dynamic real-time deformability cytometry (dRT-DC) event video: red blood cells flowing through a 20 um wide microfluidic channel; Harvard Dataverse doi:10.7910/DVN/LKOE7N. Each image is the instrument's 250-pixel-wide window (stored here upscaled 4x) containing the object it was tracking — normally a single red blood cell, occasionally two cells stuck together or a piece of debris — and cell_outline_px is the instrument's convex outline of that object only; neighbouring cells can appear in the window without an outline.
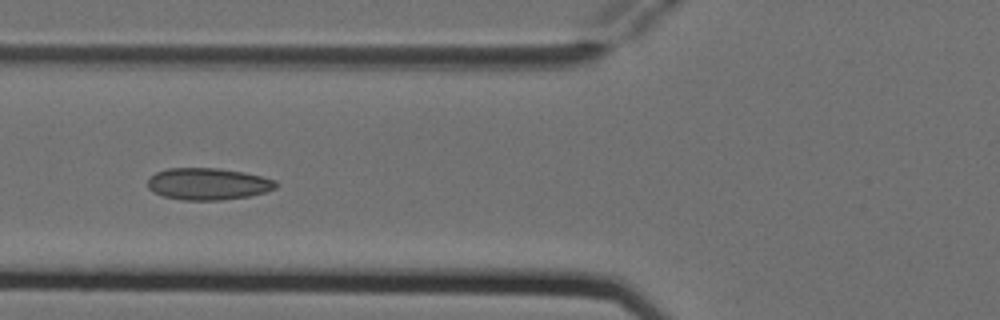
{"species": "Egyptian fruit bat (a non-hibernating species)", "species_latin": "Rousettus aegyptiacus", "temperature_condition": "cold", "stored_images_in_passage": 7, "camera_frame_rate_fps": 3000, "um_per_image_px": 0.085, "animal": {"sex": "female"}, "frame": {"image": 1, "passage_image": 4, "time_ms": 1.0, "image_size_px": [1000, 320], "cell_outline_px": [[276, 188], [264, 192], [248, 196], [220, 200], [184, 200], [164, 196], [152, 192], [148, 188], [148, 180], [156, 172], [168, 168], [220, 168], [244, 172], [276, 180]], "centroid_in_image_um": [17.66, 15.63], "position_along_channel_um": 108.1, "area_um2": 23.7}}
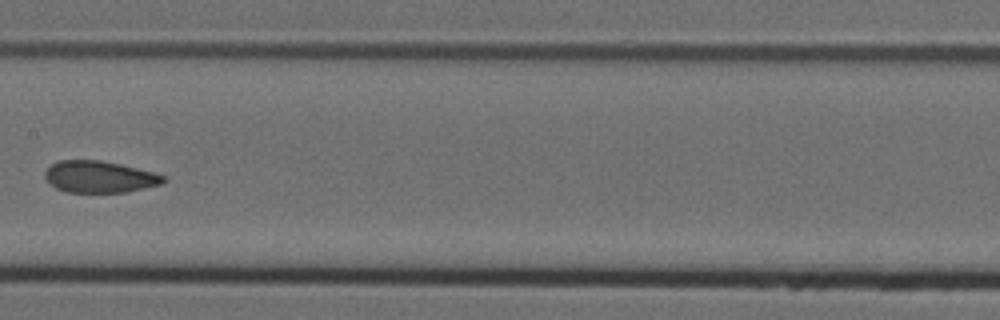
{"frame": {"image": 2, "passage_image": 6, "time_ms": 1.667, "image_size_px": [1000, 320], "cell_outline_px": [[164, 180], [160, 184], [128, 192], [68, 192], [56, 188], [44, 176], [44, 172], [52, 164], [60, 160], [100, 160], [120, 164], [152, 172], [164, 176]], "centroid_in_image_um": [8.43, 15.03], "position_along_channel_um": 199.0, "area_um2": 21.56}}
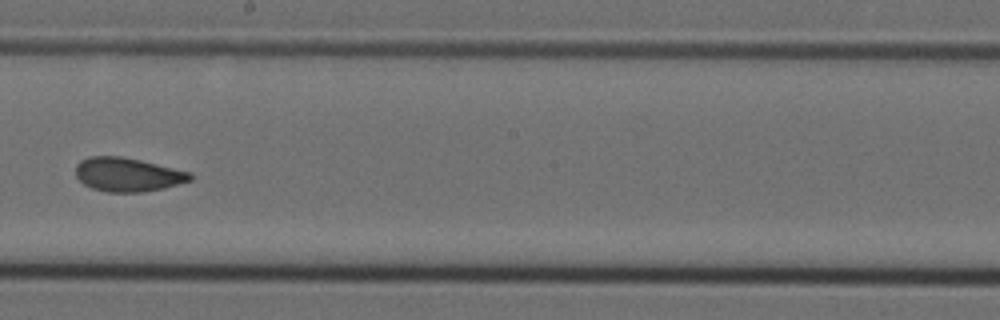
{"frame": {"image": 3, "passage_image": 7, "time_ms": 2.0, "image_size_px": [1000, 320], "cell_outline_px": [[192, 180], [164, 188], [144, 192], [108, 192], [92, 188], [84, 184], [76, 176], [76, 164], [80, 160], [88, 156], [120, 156], [140, 160], [192, 172]], "centroid_in_image_um": [10.85, 14.83], "position_along_channel_um": 237.3, "area_um2": 22.66}}